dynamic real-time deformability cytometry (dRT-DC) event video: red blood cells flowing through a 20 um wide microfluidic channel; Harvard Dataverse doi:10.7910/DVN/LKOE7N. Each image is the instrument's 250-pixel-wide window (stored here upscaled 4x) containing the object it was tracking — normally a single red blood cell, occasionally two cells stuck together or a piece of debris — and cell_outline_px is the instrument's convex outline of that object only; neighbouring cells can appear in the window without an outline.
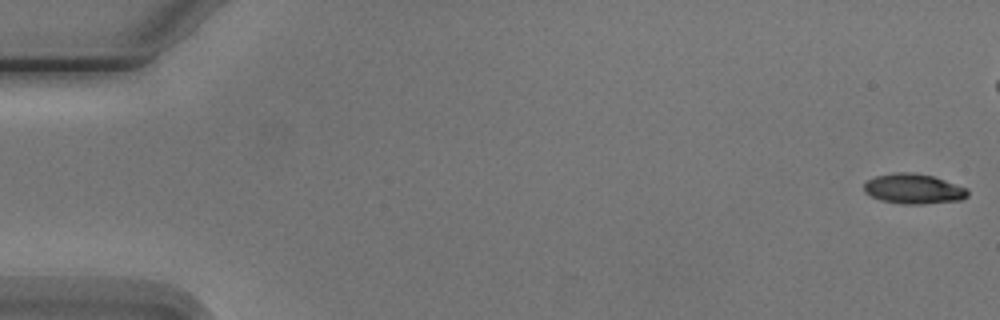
{"species": "Egyptian fruit bat (a non-hibernating species)", "species_latin": "Rousettus aegyptiacus", "temperature_condition": "cold", "stored_images_in_passage": 6, "camera_frame_rate_fps": 3000, "um_per_image_px": 0.085, "animal": {"sex": "male"}, "frame": {"image": 1, "passage_image": 1, "time_ms": 0.0, "image_size_px": [1000, 320], "cell_outline_px": [[968, 196], [960, 200], [924, 204], [904, 204], [880, 200], [864, 192], [864, 184], [868, 180], [876, 176], [892, 172], [912, 172], [932, 176], [968, 188]], "centroid_in_image_um": [77.65, 16.05], "position_along_channel_um": 7.3, "area_um2": 18.15}}
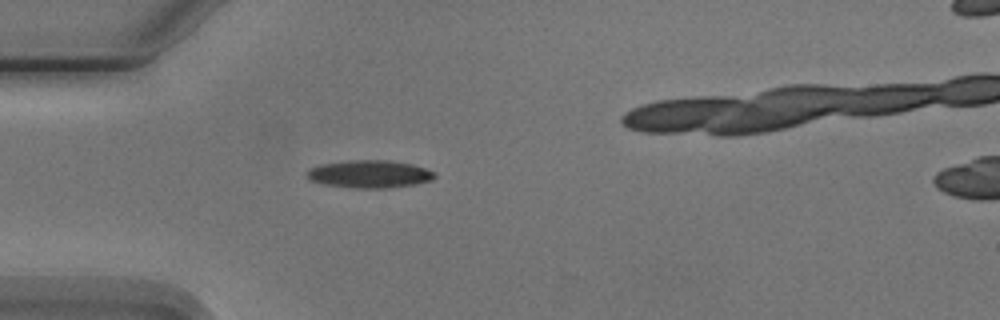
{"frame": {"image": 2, "passage_image": 5, "time_ms": 5.0, "image_size_px": [1000, 320], "cell_outline_px": [[436, 176], [432, 180], [416, 184], [388, 188], [356, 188], [328, 184], [312, 180], [308, 176], [308, 168], [320, 164], [348, 160], [388, 160], [412, 164], [436, 172]], "centroid_in_image_um": [31.46, 14.78], "position_along_channel_um": 53.5, "area_um2": 20.46}}